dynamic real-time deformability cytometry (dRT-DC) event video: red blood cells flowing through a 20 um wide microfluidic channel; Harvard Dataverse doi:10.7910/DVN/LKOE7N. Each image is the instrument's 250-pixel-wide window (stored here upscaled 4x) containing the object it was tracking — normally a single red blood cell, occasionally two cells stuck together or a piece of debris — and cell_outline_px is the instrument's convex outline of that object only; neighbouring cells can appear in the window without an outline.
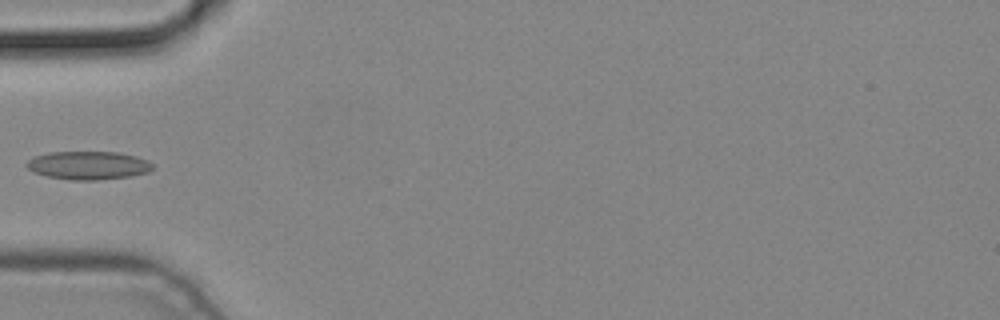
{"species": "common noctule bat (a hibernating species)", "species_latin": "Nyctalus noctula", "temperature_condition": "cold", "stored_images_in_passage": 4, "camera_frame_rate_fps": 3000, "um_per_image_px": 0.085, "animal": {"sex": "male", "body_mass_g": 19.2, "forearm_length_mm": 51.8}, "frame": {"image": 1, "passage_image": 4, "time_ms": 1.0, "image_size_px": [1000, 320], "cell_outline_px": [[152, 168], [148, 172], [128, 176], [96, 180], [68, 180], [48, 176], [32, 172], [24, 164], [32, 156], [48, 152], [120, 152], [136, 156], [148, 160], [152, 164]], "centroid_in_image_um": [7.45, 14.05], "position_along_channel_um": 77.5, "area_um2": 20.87}}